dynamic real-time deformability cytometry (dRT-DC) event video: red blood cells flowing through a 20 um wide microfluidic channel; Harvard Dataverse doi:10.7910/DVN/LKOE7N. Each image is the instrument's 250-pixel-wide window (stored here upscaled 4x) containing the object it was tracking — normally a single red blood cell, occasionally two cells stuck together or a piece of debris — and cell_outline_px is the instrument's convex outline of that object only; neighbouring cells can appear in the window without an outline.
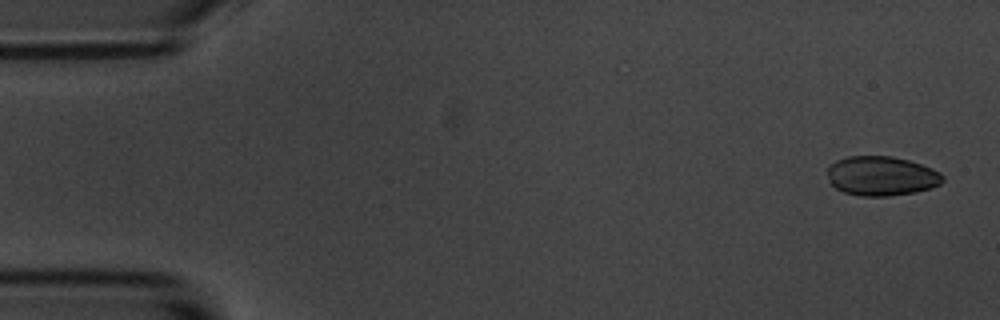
{"species": "common noctule bat (a hibernating species)", "species_latin": "Nyctalus noctula", "temperature_condition": "room temperature", "stored_images_in_passage": 4, "camera_frame_rate_fps": 3000, "um_per_image_px": 0.085, "animal": {"sex": "male", "body_mass_g": 20.1, "forearm_length_mm": 53.5}, "frame": {"image": 1, "passage_image": 1, "time_ms": 0.0, "image_size_px": [1000, 320], "cell_outline_px": [[944, 180], [940, 184], [932, 188], [916, 192], [888, 196], [860, 196], [844, 192], [836, 188], [832, 184], [828, 176], [828, 164], [836, 160], [848, 156], [892, 156], [908, 160], [932, 168], [940, 172], [944, 176]], "centroid_in_image_um": [74.93, 14.95], "position_along_channel_um": 10.1, "area_um2": 26.65}}